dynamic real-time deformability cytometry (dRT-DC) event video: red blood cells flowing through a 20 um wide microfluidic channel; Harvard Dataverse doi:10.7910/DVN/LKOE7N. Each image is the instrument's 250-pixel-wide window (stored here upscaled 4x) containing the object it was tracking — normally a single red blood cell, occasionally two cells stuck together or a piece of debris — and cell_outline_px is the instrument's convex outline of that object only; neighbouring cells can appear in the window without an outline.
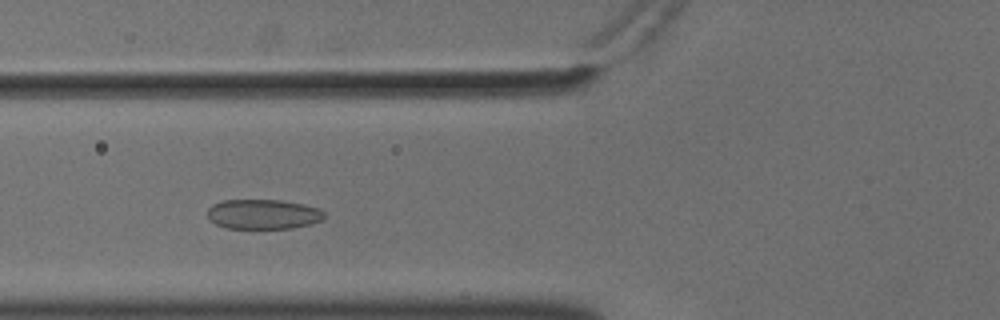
{"species": "common noctule bat (a hibernating species)", "species_latin": "Nyctalus noctula", "temperature_condition": "cold", "stored_images_in_passage": 49, "camera_frame_rate_fps": 3000, "um_per_image_px": 0.085, "animal": {"sex": "male", "body_mass_g": 18.8}, "frame": {"image": 1, "passage_image": 15, "time_ms": 4.667, "image_size_px": [1000, 320], "cell_outline_px": [[328, 216], [324, 220], [312, 224], [292, 228], [224, 228], [208, 220], [208, 208], [212, 204], [224, 200], [280, 200], [304, 204], [320, 208]], "centroid_in_image_um": [22.41, 18.21], "position_along_channel_um": 103.4, "area_um2": 20.63}}
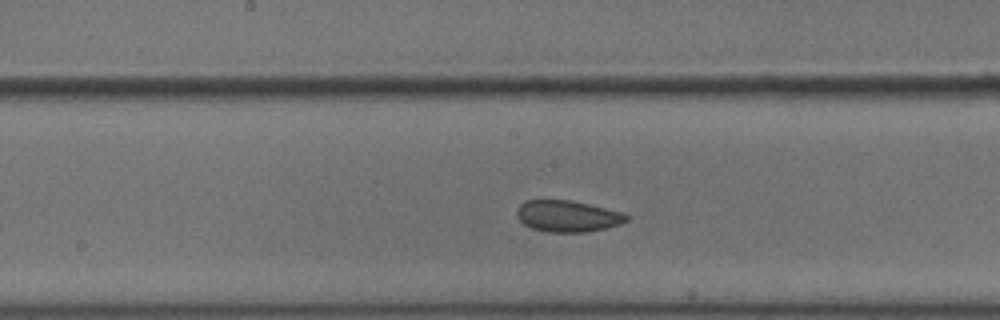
{"frame": {"image": 2, "passage_image": 23, "time_ms": 7.333, "image_size_px": [1000, 320], "cell_outline_px": [[628, 220], [620, 224], [608, 228], [588, 232], [548, 232], [532, 228], [524, 224], [516, 216], [516, 208], [524, 200], [572, 200], [620, 212], [628, 216]], "centroid_in_image_um": [48.21, 18.37], "position_along_channel_um": 200.0, "area_um2": 20.11}}
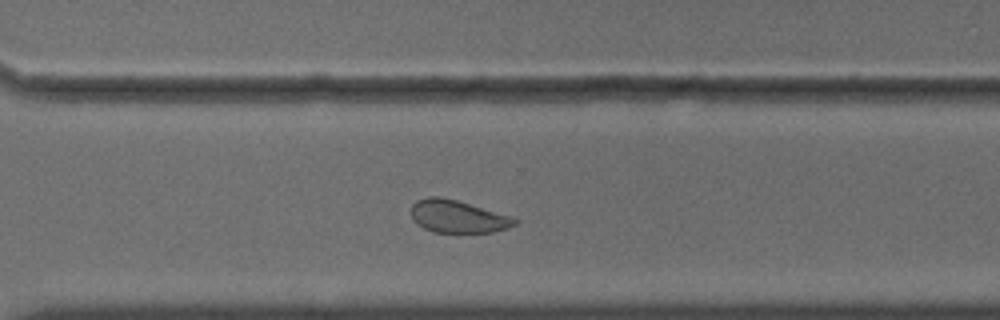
{"frame": {"image": 3, "passage_image": 34, "time_ms": 11.0, "image_size_px": [1000, 320], "cell_outline_px": [[516, 224], [508, 228], [492, 232], [432, 232], [424, 228], [412, 216], [412, 204], [416, 200], [428, 196], [440, 196], [456, 200], [512, 216], [516, 220]], "centroid_in_image_um": [38.91, 18.39], "position_along_channel_um": 331.7, "area_um2": 19.42}, "authors_computed_cell_mechanics": {"area_um2": 20.9814, "velocity_mm_per_s": 3.6005, "shape_relaxation_time_tau1_ms": null, "shape_relaxation_time_tau2_ms": 2.3712, "deformation_change_tau1": null, "deformation_change_tau2": 0.0744}}